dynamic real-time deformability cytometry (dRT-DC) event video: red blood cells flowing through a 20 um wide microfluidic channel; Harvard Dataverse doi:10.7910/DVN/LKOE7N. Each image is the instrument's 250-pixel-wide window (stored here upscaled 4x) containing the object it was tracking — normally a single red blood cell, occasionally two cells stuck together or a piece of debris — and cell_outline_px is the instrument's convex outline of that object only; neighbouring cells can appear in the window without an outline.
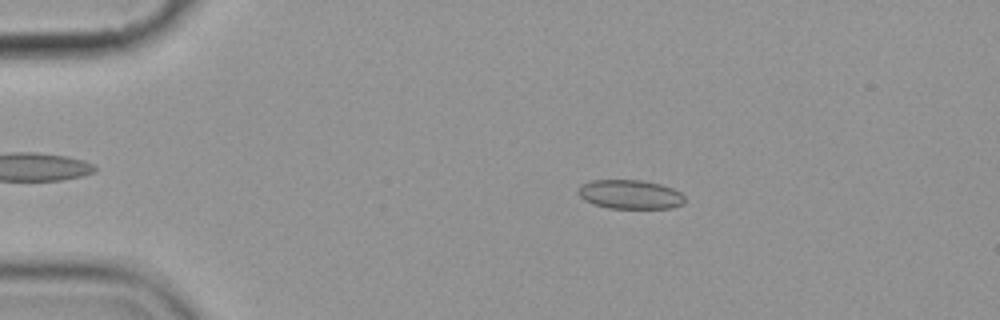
{"species": "common noctule bat (a hibernating species)", "species_latin": "Nyctalus noctula", "temperature_condition": "cold", "stored_images_in_passage": 5, "camera_frame_rate_fps": 3000, "um_per_image_px": 0.085, "animal": {"sex": "female", "body_mass_g": 19.9}, "frame": {"image": 1, "passage_image": 2, "time_ms": 2.0, "image_size_px": [1000, 320], "cell_outline_px": [[684, 204], [672, 208], [608, 208], [592, 204], [584, 200], [576, 192], [580, 184], [592, 180], [644, 180], [660, 184], [672, 188], [680, 192], [684, 196]], "centroid_in_image_um": [53.53, 16.52], "position_along_channel_um": 31.5, "area_um2": 18.26}}
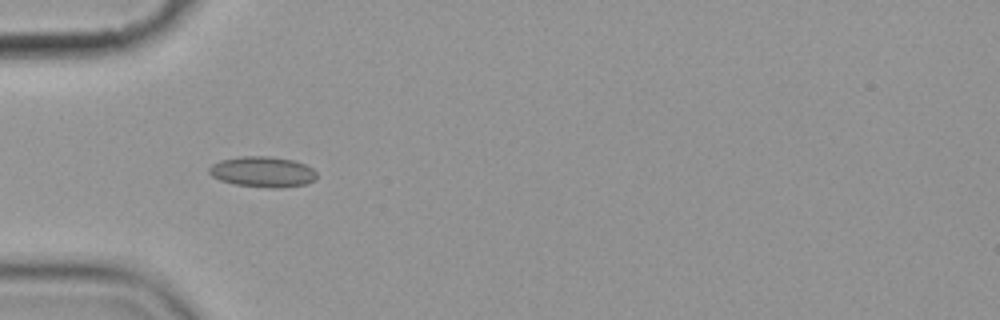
{"frame": {"image": 2, "passage_image": 4, "time_ms": 4.333, "image_size_px": [1000, 320], "cell_outline_px": [[316, 180], [304, 184], [280, 188], [272, 188], [236, 184], [220, 180], [212, 176], [208, 172], [208, 168], [212, 164], [220, 160], [240, 156], [268, 156], [292, 160], [304, 164], [312, 168], [316, 172]], "centroid_in_image_um": [22.31, 14.6], "position_along_channel_um": 62.7, "area_um2": 19.13}}
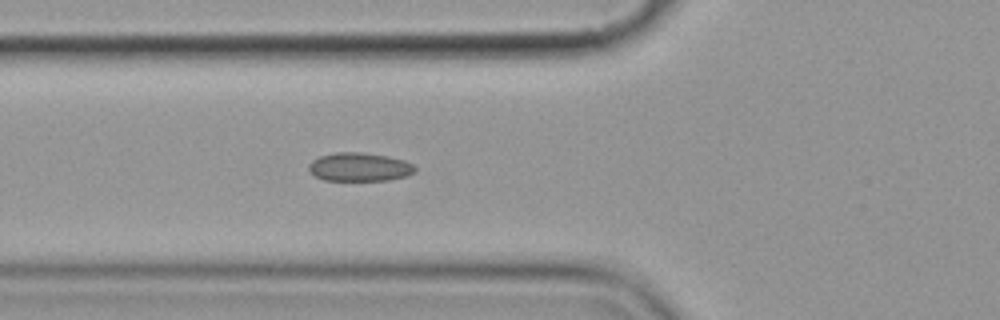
{"frame": {"image": 3, "passage_image": 5, "time_ms": 5.333, "image_size_px": [1000, 320], "cell_outline_px": [[416, 172], [408, 176], [388, 180], [324, 180], [316, 176], [308, 168], [308, 164], [312, 160], [320, 156], [336, 152], [360, 152], [388, 156], [404, 160], [412, 164], [416, 168]], "centroid_in_image_um": [30.58, 14.19], "position_along_channel_um": 95.2, "area_um2": 17.69}}